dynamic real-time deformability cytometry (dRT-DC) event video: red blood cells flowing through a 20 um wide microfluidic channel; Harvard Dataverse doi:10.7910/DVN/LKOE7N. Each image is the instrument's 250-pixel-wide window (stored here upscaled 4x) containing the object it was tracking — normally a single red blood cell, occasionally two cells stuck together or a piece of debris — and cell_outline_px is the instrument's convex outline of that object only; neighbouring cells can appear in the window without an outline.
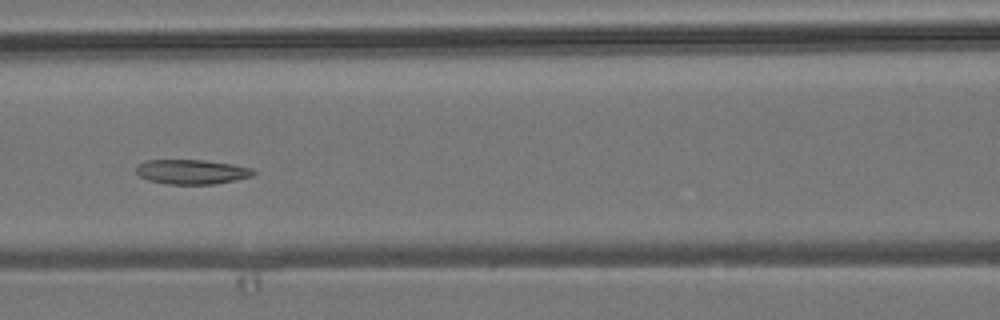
{"species": "common noctule bat (a hibernating species)", "species_latin": "Nyctalus noctula", "temperature_condition": "room temperature", "stored_images_in_passage": 7, "camera_frame_rate_fps": 3000, "um_per_image_px": 0.085, "animal": {"sex": "male", "body_mass_g": 19.2, "forearm_length_mm": 51.8}, "frame": {"image": 1, "passage_image": 7, "time_ms": 7.667, "image_size_px": [1000, 320], "cell_outline_px": [[256, 172], [252, 176], [236, 180], [212, 184], [168, 184], [148, 180], [140, 176], [136, 172], [136, 168], [140, 164], [148, 160], [204, 160], [232, 164], [252, 168]], "centroid_in_image_um": [16.32, 14.6], "position_along_channel_um": 150.3, "area_um2": 16.7}}